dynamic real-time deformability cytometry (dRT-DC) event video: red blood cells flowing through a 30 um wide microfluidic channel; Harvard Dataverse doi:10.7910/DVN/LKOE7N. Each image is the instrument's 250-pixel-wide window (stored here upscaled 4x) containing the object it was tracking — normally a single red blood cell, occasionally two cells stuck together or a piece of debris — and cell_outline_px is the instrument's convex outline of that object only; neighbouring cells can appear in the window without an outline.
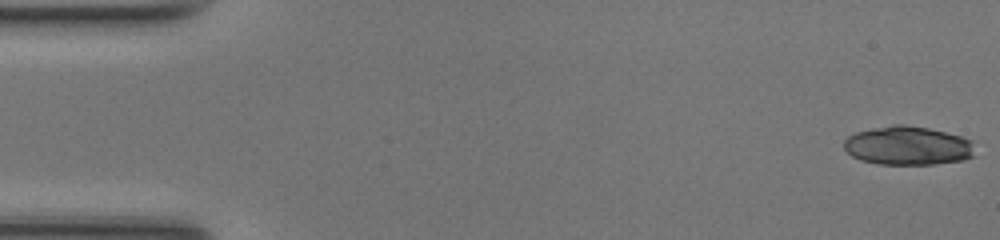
{"species": "common noctule bat (a hibernating species)", "species_latin": "Nyctalus noctula", "temperature_condition": "room temperature", "stored_images_in_passage": 25, "camera_frame_rate_fps": 3000, "um_per_image_px": 0.085, "animal": {"sex": "female", "body_mass_g": 17.0, "forearm_length_mm": 48.0}, "frame": {"image": 1, "passage_image": 1, "time_ms": 0.0, "image_size_px": [1000, 240], "cell_outline_px": [[972, 156], [964, 160], [932, 164], [880, 164], [860, 160], [852, 156], [844, 148], [844, 140], [848, 136], [856, 132], [892, 124], [904, 124], [928, 128], [960, 136], [972, 140]], "centroid_in_image_um": [77.13, 12.38], "position_along_channel_um": 7.9, "area_um2": 29.42}}
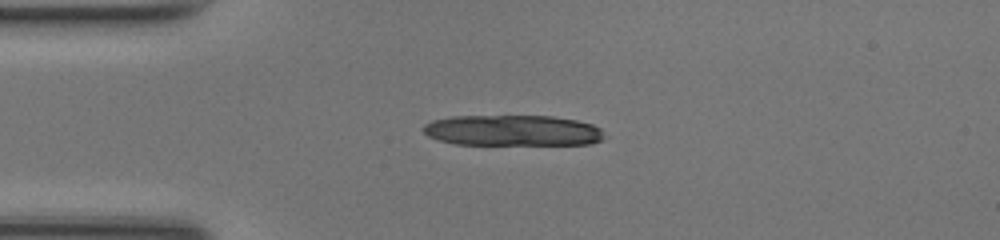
{"frame": {"image": 2, "passage_image": 12, "time_ms": 3.667, "image_size_px": [1000, 240], "cell_outline_px": [[600, 140], [588, 144], [456, 144], [440, 140], [428, 136], [424, 132], [424, 124], [432, 120], [452, 116], [552, 116], [576, 120], [592, 124], [600, 128]], "centroid_in_image_um": [43.52, 11.08], "position_along_channel_um": 41.5, "area_um2": 32.14}}
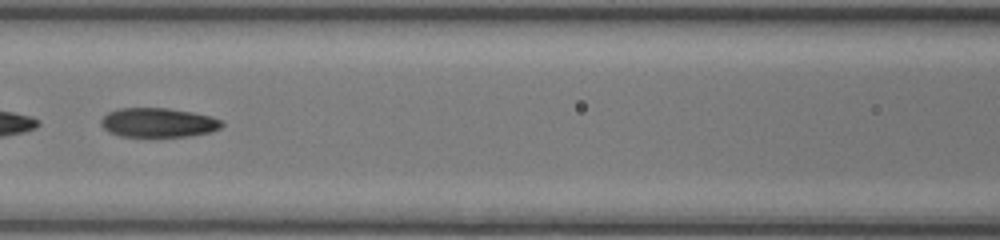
{"frame": {"image": 3, "passage_image": 22, "time_ms": 7.0, "image_size_px": [1000, 240], "cell_outline_px": [[224, 124], [220, 128], [212, 132], [188, 136], [120, 136], [108, 132], [100, 124], [100, 120], [108, 112], [120, 108], [168, 108], [192, 112], [212, 116], [220, 120]], "centroid_in_image_um": [13.45, 10.42], "position_along_channel_um": 153.2, "area_um2": 20.63}}